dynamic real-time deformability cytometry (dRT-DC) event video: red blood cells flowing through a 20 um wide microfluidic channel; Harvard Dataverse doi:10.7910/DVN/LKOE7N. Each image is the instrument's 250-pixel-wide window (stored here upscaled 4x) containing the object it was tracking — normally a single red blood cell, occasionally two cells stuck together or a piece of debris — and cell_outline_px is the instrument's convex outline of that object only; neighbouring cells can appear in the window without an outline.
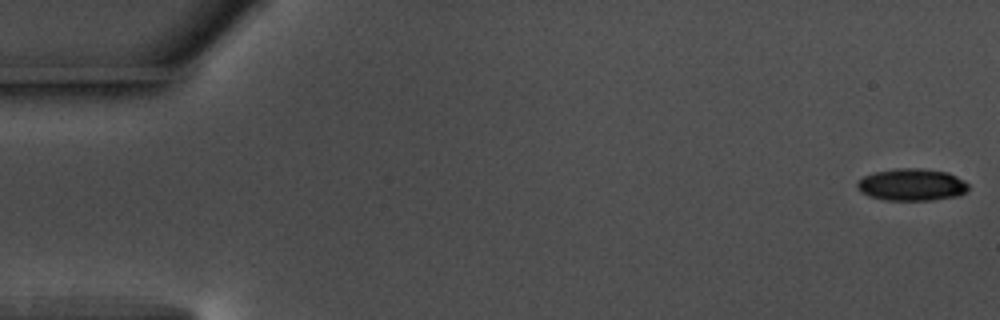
{"species": "common noctule bat (a hibernating species)", "species_latin": "Nyctalus noctula", "temperature_condition": "warm", "stored_images_in_passage": 52, "camera_frame_rate_fps": 3000, "um_per_image_px": 0.085, "animal": {"sex": "male", "body_mass_g": 17.5, "forearm_length_mm": 52.3}, "frame": {"image": 1, "passage_image": 1, "time_ms": 0.0, "image_size_px": [1000, 320], "cell_outline_px": [[968, 192], [960, 196], [932, 200], [884, 200], [868, 196], [860, 192], [856, 184], [864, 176], [876, 172], [896, 168], [920, 168], [948, 172], [964, 180], [968, 184]], "centroid_in_image_um": [77.53, 15.71], "position_along_channel_um": 7.5, "area_um2": 20.98}}
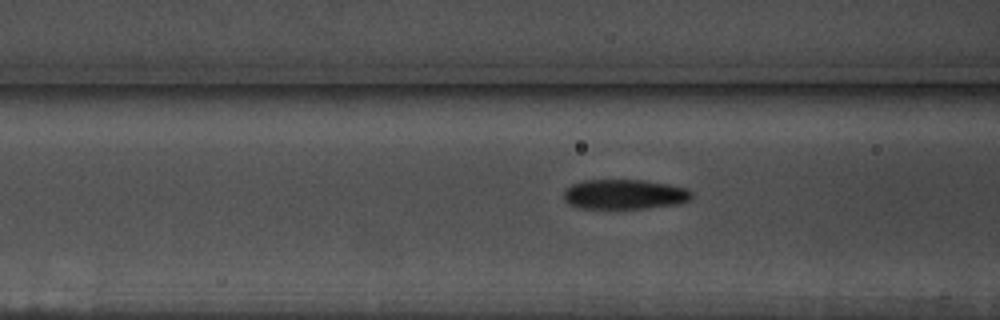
{"frame": {"image": 2, "passage_image": 22, "time_ms": 7.0, "image_size_px": [1000, 320], "cell_outline_px": [[692, 196], [688, 200], [680, 204], [644, 208], [580, 208], [568, 204], [564, 200], [564, 192], [572, 184], [584, 180], [644, 180], [672, 184], [688, 188], [692, 192]], "centroid_in_image_um": [53.12, 16.51], "position_along_channel_um": 113.5, "area_um2": 22.37}}
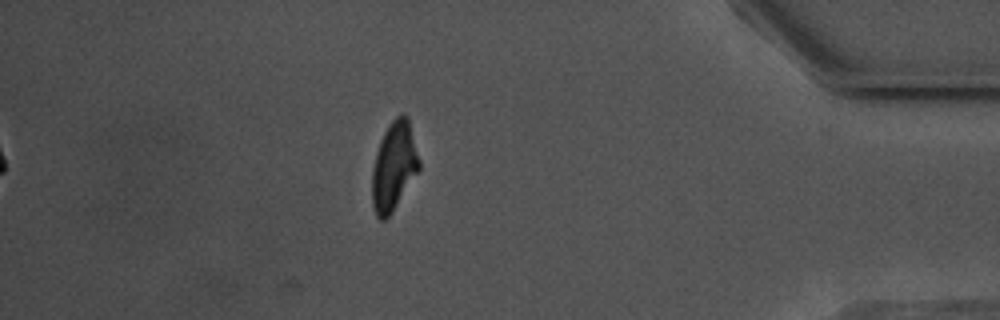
{"frame": {"image": 3, "passage_image": 45, "time_ms": 14.667, "image_size_px": [1000, 320], "cell_outline_px": [[420, 168], [392, 212], [384, 220], [380, 220], [376, 216], [372, 208], [372, 168], [376, 152], [380, 140], [388, 124], [400, 112], [404, 112], [408, 116], [420, 160]], "centroid_in_image_um": [33.47, 14.09], "position_along_channel_um": 401.7, "area_um2": 24.51}, "authors_computed_cell_mechanics": {"area_um2": 22.4842, "velocity_mm_per_s": 3.6514, "shape_relaxation_time_tau1_ms": 3.2302, "shape_relaxation_time_tau2_ms": 3.6117, "deformation_change_tau1": 0.1167, "deformation_change_tau2": 0.1122}}